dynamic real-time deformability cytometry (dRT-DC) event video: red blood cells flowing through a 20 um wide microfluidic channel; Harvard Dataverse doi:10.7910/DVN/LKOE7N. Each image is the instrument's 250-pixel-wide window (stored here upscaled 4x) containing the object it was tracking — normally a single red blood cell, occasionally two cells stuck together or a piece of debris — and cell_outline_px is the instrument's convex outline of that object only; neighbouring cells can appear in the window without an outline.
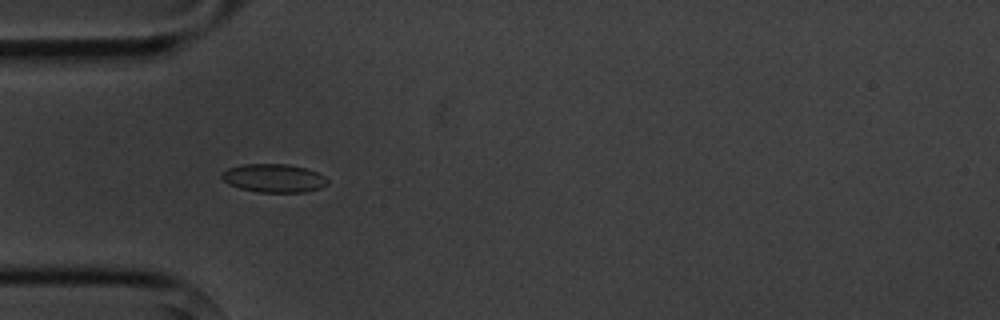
{"species": "common noctule bat (a hibernating species)", "species_latin": "Nyctalus noctula", "temperature_condition": "cold", "stored_images_in_passage": 7, "camera_frame_rate_fps": 3000, "um_per_image_px": 0.085, "animal": {"sex": "male", "body_mass_g": 20.1, "forearm_length_mm": 53.5}, "frame": {"image": 1, "passage_image": 4, "time_ms": 3.667, "image_size_px": [1000, 320], "cell_outline_px": [[328, 184], [320, 188], [304, 192], [256, 192], [240, 188], [228, 184], [220, 176], [220, 172], [228, 168], [240, 164], [288, 164], [304, 168], [316, 172], [324, 176], [328, 180]], "centroid_in_image_um": [23.23, 15.14], "position_along_channel_um": 61.8, "area_um2": 17.57}}
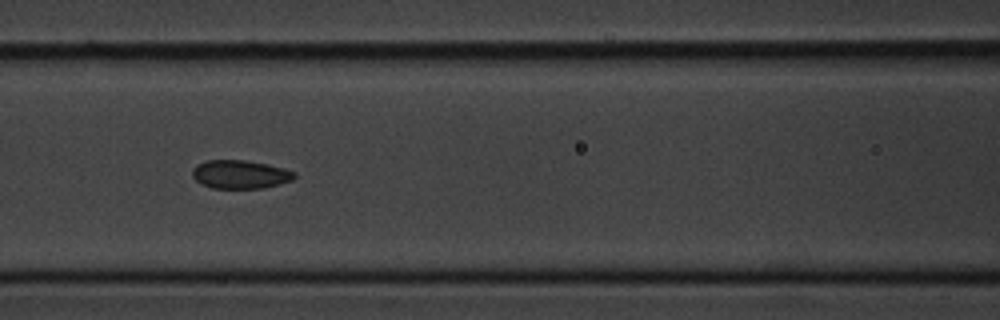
{"frame": {"image": 2, "passage_image": 6, "time_ms": 6.0, "image_size_px": [1000, 320], "cell_outline_px": [[296, 176], [292, 180], [264, 188], [212, 188], [196, 180], [192, 176], [192, 168], [196, 164], [208, 160], [244, 160], [268, 164], [284, 168], [296, 172]], "centroid_in_image_um": [20.42, 14.81], "position_along_channel_um": 146.2, "area_um2": 16.94}}
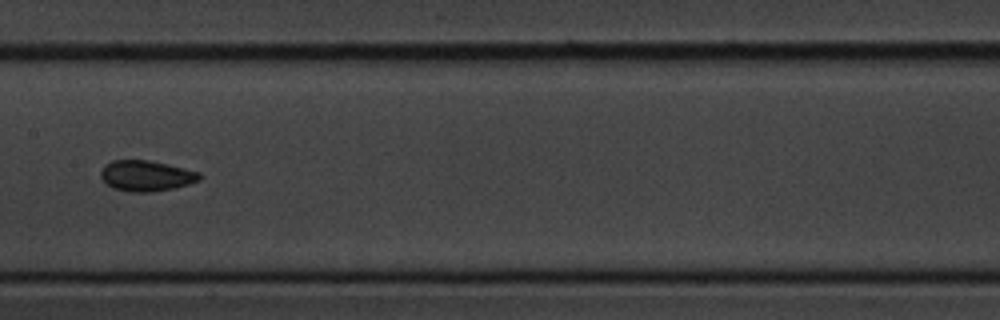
{"frame": {"image": 3, "passage_image": 7, "time_ms": 7.333, "image_size_px": [1000, 320], "cell_outline_px": [[200, 180], [188, 184], [172, 188], [152, 192], [128, 192], [112, 188], [100, 176], [100, 172], [104, 164], [112, 160], [148, 160], [168, 164], [200, 172]], "centroid_in_image_um": [12.4, 14.94], "position_along_channel_um": 195.0, "area_um2": 17.69}}